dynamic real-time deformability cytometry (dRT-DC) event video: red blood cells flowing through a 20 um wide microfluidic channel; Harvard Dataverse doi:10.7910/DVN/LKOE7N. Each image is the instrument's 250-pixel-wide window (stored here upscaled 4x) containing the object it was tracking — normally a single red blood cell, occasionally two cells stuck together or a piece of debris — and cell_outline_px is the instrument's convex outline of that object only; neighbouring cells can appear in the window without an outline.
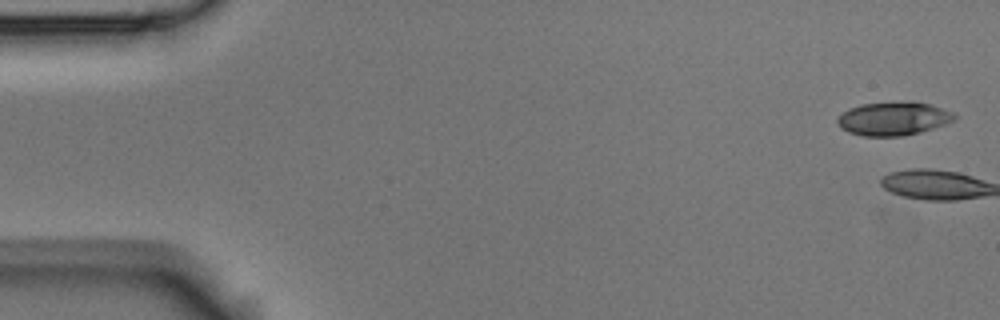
{"species": "Egyptian fruit bat (a non-hibernating species)", "species_latin": "Rousettus aegyptiacus", "temperature_condition": "room temperature", "stored_images_in_passage": 6, "camera_frame_rate_fps": 3000, "um_per_image_px": 0.085, "animal": {"sex": "male"}, "frame": {"image": 1, "passage_image": 1, "time_ms": 0.0, "image_size_px": [1000, 320], "cell_outline_px": [[956, 120], [948, 124], [920, 132], [904, 136], [864, 136], [848, 132], [840, 128], [836, 120], [848, 108], [860, 104], [928, 104], [952, 112], [956, 116]], "centroid_in_image_um": [75.92, 10.14], "position_along_channel_um": 9.1, "area_um2": 22.14}}
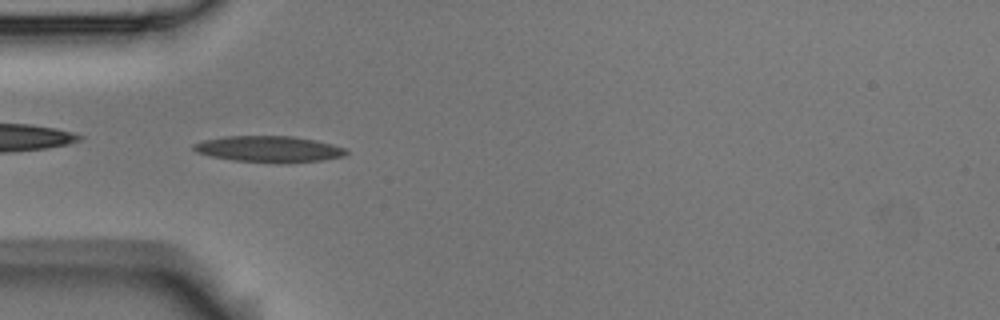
{"frame": {"image": 2, "passage_image": 5, "time_ms": 1.333, "image_size_px": [1000, 320], "cell_outline_px": [[348, 152], [344, 156], [324, 160], [280, 164], [236, 160], [212, 156], [196, 152], [192, 148], [192, 144], [204, 140], [224, 136], [292, 136], [316, 140], [332, 144], [344, 148]], "centroid_in_image_um": [22.88, 12.67], "position_along_channel_um": 62.1, "area_um2": 23.41}}
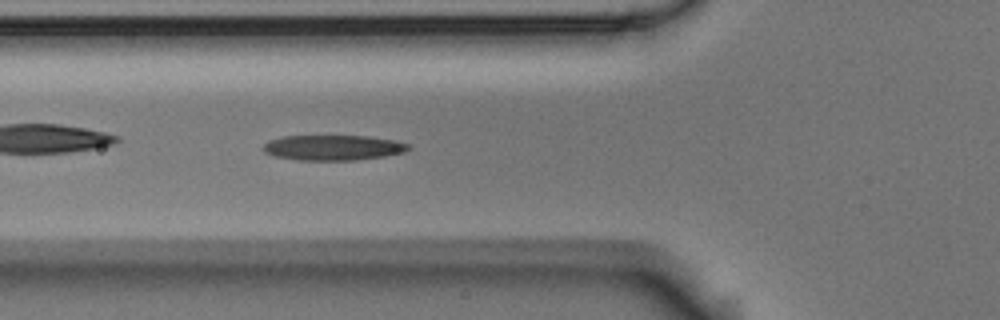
{"frame": {"image": 3, "passage_image": 6, "time_ms": 1.667, "image_size_px": [1000, 320], "cell_outline_px": [[412, 148], [404, 152], [384, 156], [356, 160], [296, 160], [276, 156], [264, 152], [260, 148], [268, 140], [284, 136], [368, 136], [396, 140], [412, 144]], "centroid_in_image_um": [28.33, 12.54], "position_along_channel_um": 97.5, "area_um2": 21.62}}